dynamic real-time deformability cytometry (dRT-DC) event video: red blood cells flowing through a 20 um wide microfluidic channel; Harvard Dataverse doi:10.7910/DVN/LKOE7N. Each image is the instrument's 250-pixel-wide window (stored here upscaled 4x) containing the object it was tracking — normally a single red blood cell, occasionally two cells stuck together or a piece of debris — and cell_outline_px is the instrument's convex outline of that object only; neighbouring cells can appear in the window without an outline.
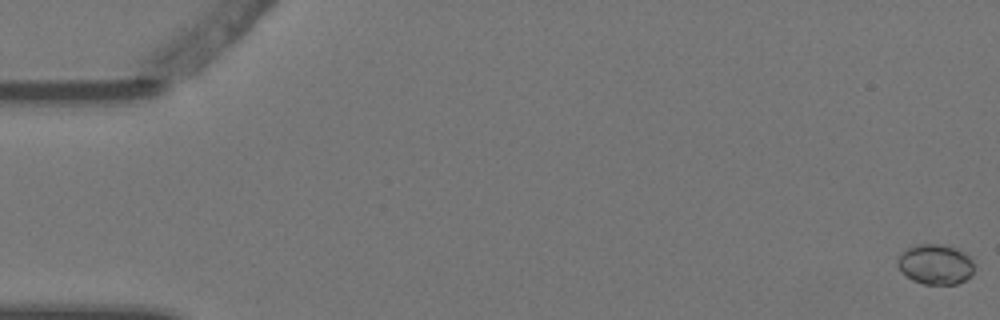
{"species": "Egyptian fruit bat (a non-hibernating species)", "species_latin": "Rousettus aegyptiacus", "temperature_condition": "warm", "stored_images_in_passage": 7, "camera_frame_rate_fps": 3000, "um_per_image_px": 0.085, "animal": {"sex": "female"}, "frame": {"image": 1, "passage_image": 1, "time_ms": 0.0, "image_size_px": [1000, 320], "cell_outline_px": [[972, 276], [956, 284], [924, 284], [912, 280], [896, 264], [896, 260], [900, 252], [916, 244], [944, 244], [960, 248], [972, 256]], "centroid_in_image_um": [79.53, 22.43], "position_along_channel_um": 5.5, "area_um2": 18.21}}
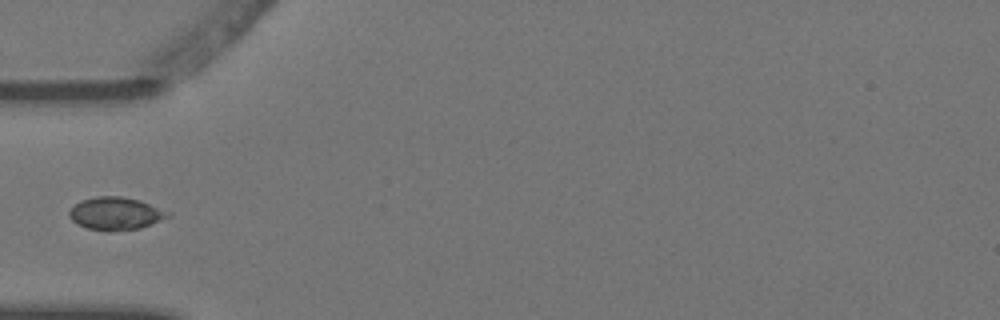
{"frame": {"image": 2, "passage_image": 6, "time_ms": 1.667, "image_size_px": [1000, 320], "cell_outline_px": [[172, 216], [140, 228], [108, 232], [88, 228], [76, 224], [68, 216], [68, 212], [80, 200], [96, 196], [120, 196], [140, 200], [172, 212]], "centroid_in_image_um": [9.85, 18.15], "position_along_channel_um": 75.2, "area_um2": 19.07}}
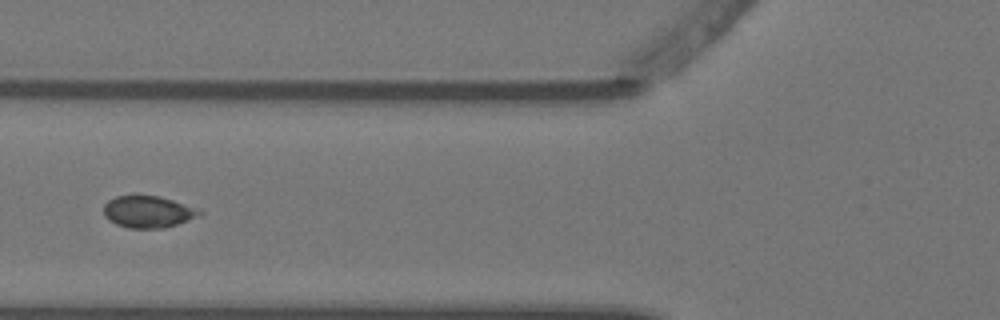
{"frame": {"image": 3, "passage_image": 7, "time_ms": 2.0, "image_size_px": [1000, 320], "cell_outline_px": [[204, 212], [200, 216], [164, 228], [128, 228], [116, 224], [108, 220], [104, 216], [104, 204], [108, 200], [116, 196], [136, 192], [160, 196], [200, 208]], "centroid_in_image_um": [12.58, 17.95], "position_along_channel_um": 113.2, "area_um2": 18.55}}